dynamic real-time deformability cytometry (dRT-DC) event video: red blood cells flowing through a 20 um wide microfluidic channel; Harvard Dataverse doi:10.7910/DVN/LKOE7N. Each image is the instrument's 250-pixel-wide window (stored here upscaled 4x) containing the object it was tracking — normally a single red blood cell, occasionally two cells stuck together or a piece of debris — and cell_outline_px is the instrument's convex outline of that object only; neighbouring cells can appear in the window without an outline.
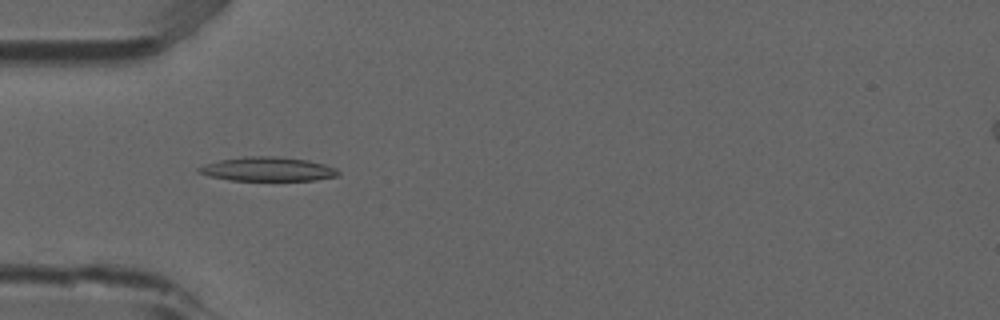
{"species": "common noctule bat (a hibernating species)", "species_latin": "Nyctalus noctula", "temperature_condition": "room temperature", "stored_images_in_passage": 7, "camera_frame_rate_fps": 3000, "um_per_image_px": 0.085, "animal": {"sex": "male", "forearm_length_mm": 52.5}, "frame": {"image": 1, "passage_image": 2, "time_ms": 0.333, "image_size_px": [1000, 320], "cell_outline_px": [[340, 172], [336, 176], [316, 180], [228, 180], [208, 176], [196, 172], [196, 168], [204, 164], [220, 160], [244, 156], [272, 156], [308, 160], [324, 164], [336, 168]], "centroid_in_image_um": [22.7, 14.37], "position_along_channel_um": 62.3, "area_um2": 19.59}}
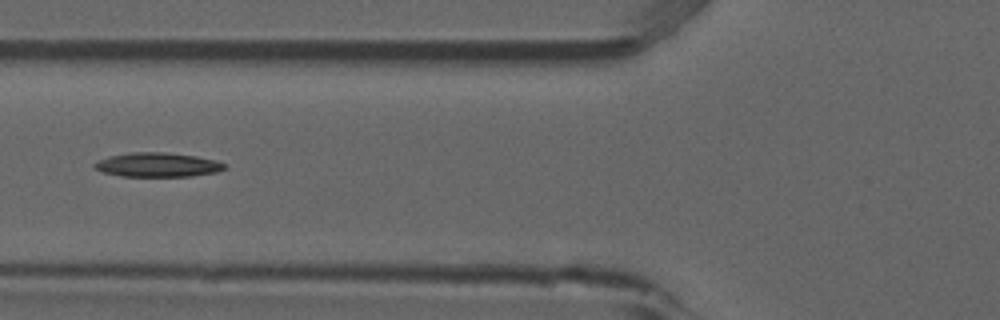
{"frame": {"image": 2, "passage_image": 3, "time_ms": 0.667, "image_size_px": [1000, 320], "cell_outline_px": [[228, 164], [224, 168], [216, 172], [192, 176], [120, 176], [100, 172], [92, 164], [96, 160], [108, 156], [128, 152], [164, 152], [196, 156], [216, 160]], "centroid_in_image_um": [13.35, 14.0], "position_along_channel_um": 112.5, "area_um2": 18.55}}
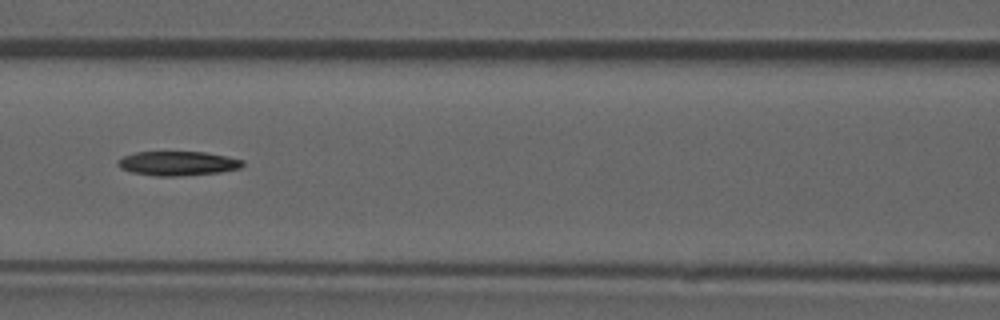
{"frame": {"image": 3, "passage_image": 4, "time_ms": 1.0, "image_size_px": [1000, 320], "cell_outline_px": [[244, 164], [240, 168], [220, 172], [176, 176], [156, 176], [132, 172], [120, 168], [116, 164], [116, 160], [124, 156], [136, 152], [204, 152], [228, 156], [244, 160]], "centroid_in_image_um": [15.1, 13.88], "position_along_channel_um": 151.5, "area_um2": 17.69}}